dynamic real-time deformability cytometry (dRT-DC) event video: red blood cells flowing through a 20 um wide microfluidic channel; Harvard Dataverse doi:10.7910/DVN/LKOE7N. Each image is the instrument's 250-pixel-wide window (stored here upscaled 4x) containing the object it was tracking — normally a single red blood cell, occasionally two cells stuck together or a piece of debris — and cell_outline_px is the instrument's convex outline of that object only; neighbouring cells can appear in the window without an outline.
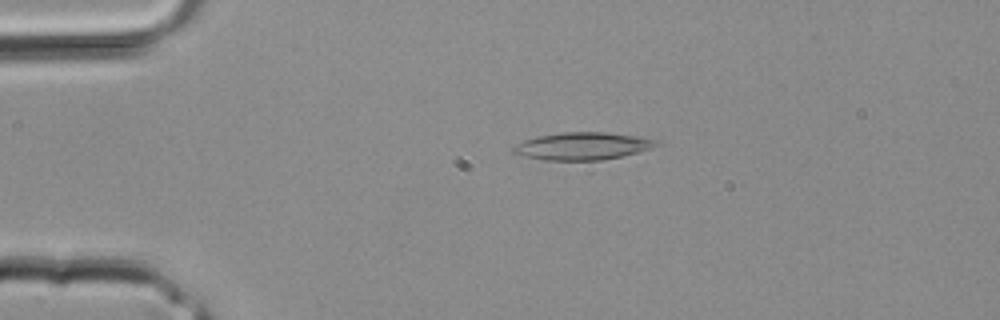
{"species": "common noctule bat (a hibernating species)", "species_latin": "Nyctalus noctula", "temperature_condition": "room temperature", "stored_images_in_passage": 1, "camera_frame_rate_fps": 3000, "um_per_image_px": 0.085, "animal": {"sex": "male", "body_mass_g": 20.4}, "frame": {"image": 1, "passage_image": 1, "time_ms": 0.0, "image_size_px": [1000, 320], "cell_outline_px": [[664, 140], [660, 144], [640, 152], [600, 160], [544, 160], [524, 156], [512, 152], [512, 148], [516, 144], [524, 140], [536, 136], [564, 132], [604, 132]], "centroid_in_image_um": [49.54, 12.41], "position_along_channel_um": 35.5, "area_um2": 22.89}}